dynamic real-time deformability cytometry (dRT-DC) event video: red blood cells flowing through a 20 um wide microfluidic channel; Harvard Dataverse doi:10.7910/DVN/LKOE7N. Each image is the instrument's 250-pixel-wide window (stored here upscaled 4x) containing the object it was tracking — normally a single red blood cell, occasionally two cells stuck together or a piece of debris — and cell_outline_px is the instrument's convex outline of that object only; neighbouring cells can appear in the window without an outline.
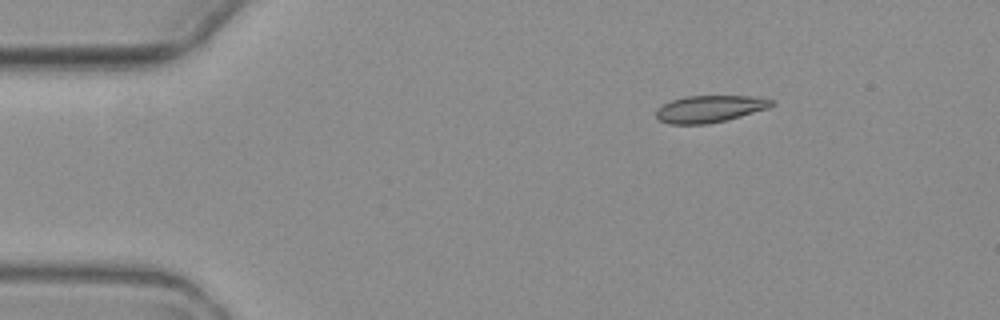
{"species": "common noctule bat (a hibernating species)", "species_latin": "Nyctalus noctula", "temperature_condition": "warm", "stored_images_in_passage": 3, "camera_frame_rate_fps": 3000, "um_per_image_px": 0.085, "animal": {"sex": "female", "body_mass_g": 19.3, "forearm_length_mm": 54.1}, "frame": {"image": 1, "passage_image": 1, "time_ms": 0.0, "image_size_px": [1000, 320], "cell_outline_px": [[776, 104], [768, 108], [728, 120], [708, 124], [668, 124], [660, 120], [656, 116], [656, 108], [672, 100], [684, 96], [752, 96], [776, 100]], "centroid_in_image_um": [60.35, 9.25], "position_along_channel_um": 24.6, "area_um2": 18.32}}
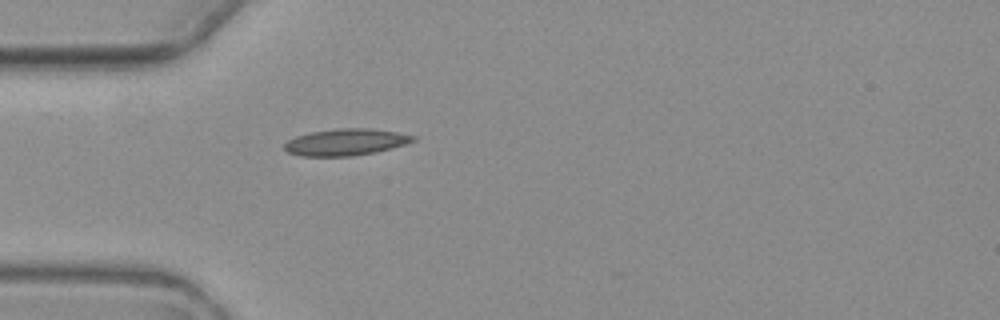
{"frame": {"image": 2, "passage_image": 3, "time_ms": 2.667, "image_size_px": [1000, 320], "cell_outline_px": [[416, 140], [404, 144], [376, 152], [352, 156], [300, 156], [288, 152], [284, 148], [284, 144], [288, 140], [296, 136], [312, 132], [336, 128], [368, 128], [396, 132], [416, 136]], "centroid_in_image_um": [29.37, 12.08], "position_along_channel_um": 55.6, "area_um2": 19.88}}